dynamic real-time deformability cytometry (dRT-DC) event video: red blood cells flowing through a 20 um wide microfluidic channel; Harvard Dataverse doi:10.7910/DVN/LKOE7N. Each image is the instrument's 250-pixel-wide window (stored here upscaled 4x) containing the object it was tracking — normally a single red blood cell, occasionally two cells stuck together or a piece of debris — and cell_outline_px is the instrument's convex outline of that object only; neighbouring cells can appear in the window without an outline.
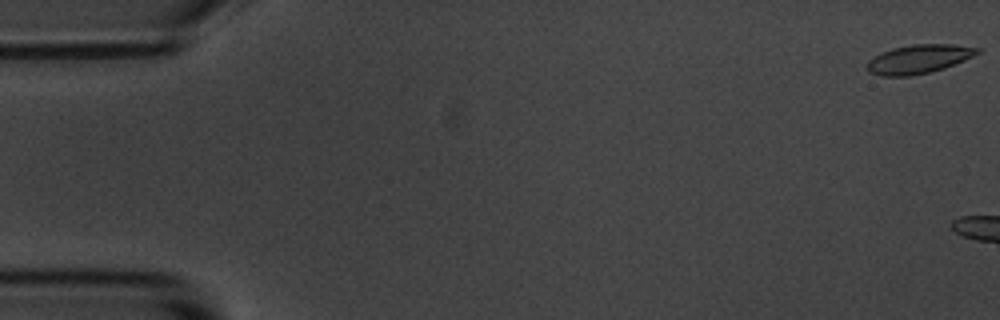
{"species": "common noctule bat (a hibernating species)", "species_latin": "Nyctalus noctula", "temperature_condition": "room temperature", "stored_images_in_passage": 5, "camera_frame_rate_fps": 3000, "um_per_image_px": 0.085, "animal": {"sex": "male", "body_mass_g": 20.1, "forearm_length_mm": 53.5}, "frame": {"image": 1, "passage_image": 1, "time_ms": 0.0, "image_size_px": [1000, 320], "cell_outline_px": [[980, 52], [964, 60], [944, 68], [928, 72], [908, 76], [880, 76], [868, 72], [868, 60], [892, 48], [912, 44], [952, 44], [980, 48]], "centroid_in_image_um": [78.09, 5.02], "position_along_channel_um": 6.9, "area_um2": 18.26}}